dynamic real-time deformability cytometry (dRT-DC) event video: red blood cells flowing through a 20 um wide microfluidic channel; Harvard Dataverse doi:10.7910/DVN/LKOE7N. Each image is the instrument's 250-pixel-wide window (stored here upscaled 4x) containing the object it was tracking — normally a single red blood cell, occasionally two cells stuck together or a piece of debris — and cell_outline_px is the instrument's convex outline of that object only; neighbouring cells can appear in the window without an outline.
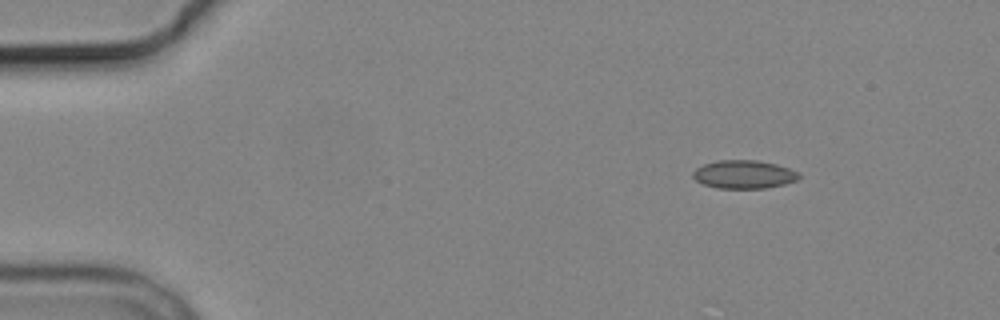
{"species": "common noctule bat (a hibernating species)", "species_latin": "Nyctalus noctula", "temperature_condition": "cold", "stored_images_in_passage": 5, "camera_frame_rate_fps": 3000, "um_per_image_px": 0.085, "animal": {"sex": "male", "body_mass_g": 19.2, "forearm_length_mm": 51.8}, "frame": {"image": 1, "passage_image": 1, "time_ms": 0.0, "image_size_px": [1000, 320], "cell_outline_px": [[800, 176], [796, 180], [784, 184], [764, 188], [716, 188], [704, 184], [696, 180], [692, 176], [692, 172], [696, 168], [704, 164], [716, 160], [756, 160], [776, 164], [800, 172]], "centroid_in_image_um": [63.22, 14.82], "position_along_channel_um": 21.8, "area_um2": 17.46}}
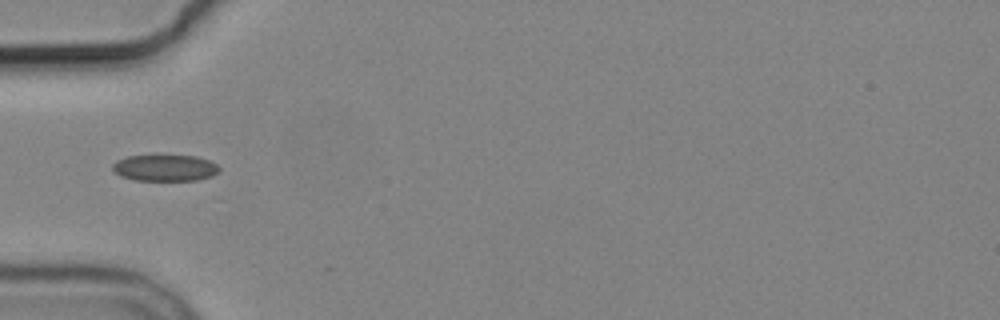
{"frame": {"image": 2, "passage_image": 4, "time_ms": 3.667, "image_size_px": [1000, 320], "cell_outline_px": [[220, 172], [212, 176], [196, 180], [136, 180], [120, 176], [112, 168], [112, 164], [116, 160], [128, 156], [196, 156], [208, 160], [216, 164], [220, 168]], "centroid_in_image_um": [14.03, 14.27], "position_along_channel_um": 71.0, "area_um2": 16.3}}
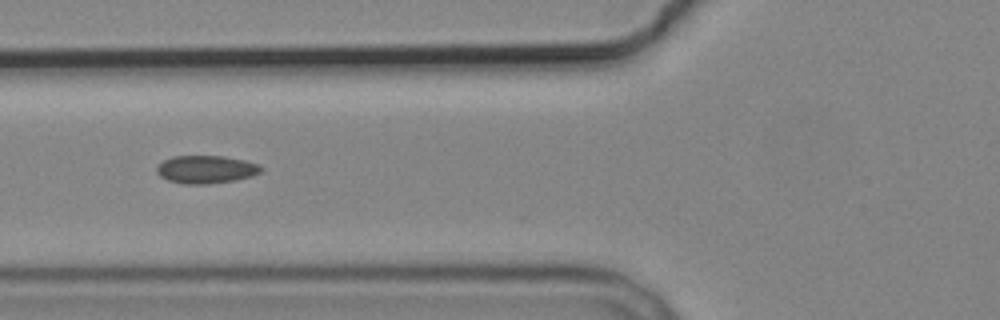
{"frame": {"image": 3, "passage_image": 5, "time_ms": 4.667, "image_size_px": [1000, 320], "cell_outline_px": [[264, 168], [260, 172], [252, 176], [236, 180], [208, 184], [184, 184], [168, 180], [160, 176], [156, 172], [156, 168], [164, 160], [172, 156], [224, 156], [244, 160], [260, 164]], "centroid_in_image_um": [17.53, 14.4], "position_along_channel_um": 108.3, "area_um2": 17.05}}